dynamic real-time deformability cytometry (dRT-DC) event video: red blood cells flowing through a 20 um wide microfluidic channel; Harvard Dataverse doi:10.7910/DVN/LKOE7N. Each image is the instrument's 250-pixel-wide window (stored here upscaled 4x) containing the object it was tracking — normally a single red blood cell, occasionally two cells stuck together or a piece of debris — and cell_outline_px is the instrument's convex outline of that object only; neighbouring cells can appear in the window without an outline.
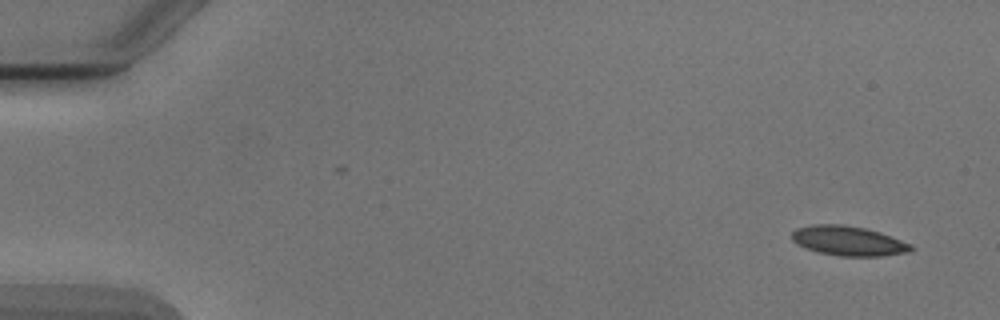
{"species": "Egyptian fruit bat (a non-hibernating species)", "species_latin": "Rousettus aegyptiacus", "temperature_condition": "cold", "stored_images_in_passage": 4, "camera_frame_rate_fps": 3000, "um_per_image_px": 0.085, "animal": {"sex": "male"}, "frame": {"image": 1, "passage_image": 1, "time_ms": 0.0, "image_size_px": [1000, 320], "cell_outline_px": [[916, 248], [908, 252], [880, 256], [840, 256], [820, 252], [804, 248], [796, 244], [792, 240], [792, 232], [796, 228], [812, 224], [840, 224], [864, 228], [880, 232], [912, 244]], "centroid_in_image_um": [72.11, 20.47], "position_along_channel_um": 12.9, "area_um2": 20.63}}
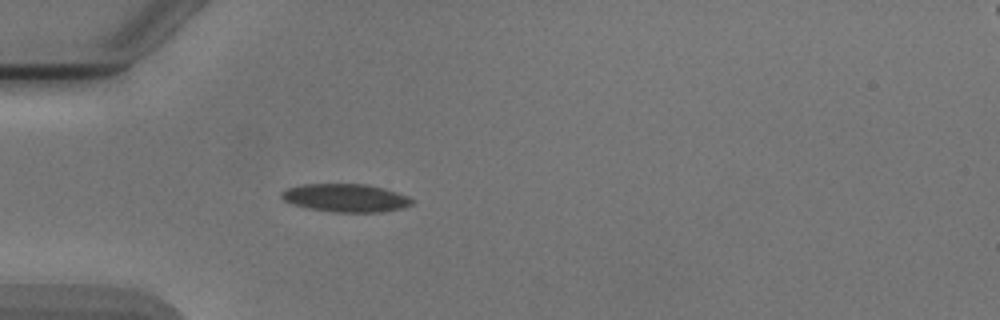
{"frame": {"image": 2, "passage_image": 4, "time_ms": 4.333, "image_size_px": [1000, 320], "cell_outline_px": [[412, 204], [404, 208], [380, 212], [332, 212], [308, 208], [292, 204], [284, 200], [280, 196], [280, 192], [288, 188], [304, 184], [368, 184], [384, 188], [408, 196], [412, 200]], "centroid_in_image_um": [29.38, 16.82], "position_along_channel_um": 55.6, "area_um2": 21.39}}